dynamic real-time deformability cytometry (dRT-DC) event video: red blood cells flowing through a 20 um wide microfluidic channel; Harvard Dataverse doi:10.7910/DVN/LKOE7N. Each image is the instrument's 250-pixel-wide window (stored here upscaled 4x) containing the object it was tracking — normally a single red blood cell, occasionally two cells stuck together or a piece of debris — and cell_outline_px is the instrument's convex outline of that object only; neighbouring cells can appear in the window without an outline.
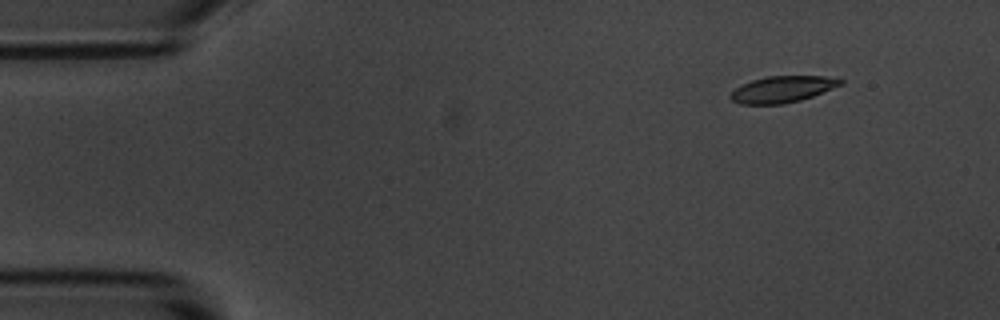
{"species": "common noctule bat (a hibernating species)", "species_latin": "Nyctalus noctula", "temperature_condition": "room temperature", "stored_images_in_passage": 6, "segment_of_instrument_passage": [1, 2], "camera_frame_rate_fps": 3000, "um_per_image_px": 0.085, "animal": {"sex": "male", "body_mass_g": 20.1, "forearm_length_mm": 53.5}, "frame": {"image": 1, "passage_image": 2, "time_ms": 1.0, "image_size_px": [1000, 320], "cell_outline_px": [[844, 84], [812, 96], [800, 100], [784, 104], [740, 104], [732, 100], [728, 96], [736, 88], [752, 80], [768, 76], [824, 76], [844, 80]], "centroid_in_image_um": [66.52, 7.59], "position_along_channel_um": 18.5, "area_um2": 16.82}}